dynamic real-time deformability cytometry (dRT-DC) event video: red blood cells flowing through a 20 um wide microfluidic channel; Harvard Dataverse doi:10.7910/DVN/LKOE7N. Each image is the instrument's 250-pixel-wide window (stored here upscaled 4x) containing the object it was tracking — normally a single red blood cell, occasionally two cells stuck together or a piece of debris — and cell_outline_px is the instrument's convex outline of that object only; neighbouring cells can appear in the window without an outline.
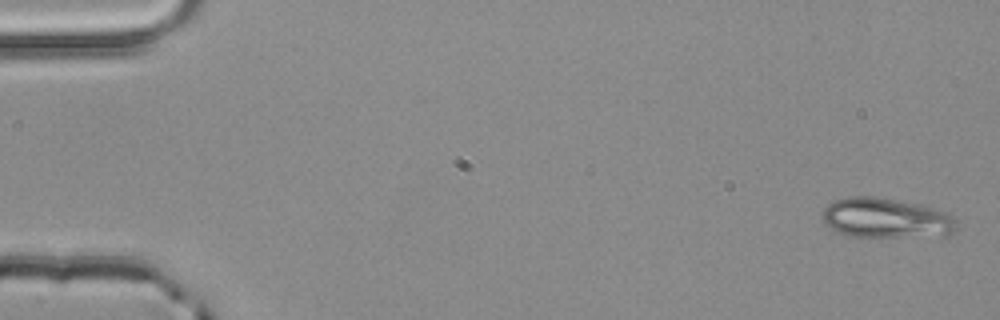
{"species": "common noctule bat (a hibernating species)", "species_latin": "Nyctalus noctula", "temperature_condition": "room temperature", "stored_images_in_passage": 4, "camera_frame_rate_fps": 3000, "um_per_image_px": 0.085, "animal": {"sex": "male", "body_mass_g": 20.4}, "frame": {"image": 1, "passage_image": 1, "time_ms": 0.0, "image_size_px": [1000, 320], "cell_outline_px": [[956, 228], [952, 232], [944, 236], [852, 236], [836, 232], [824, 224], [824, 208], [828, 204], [836, 200], [852, 196], [876, 196], [916, 204], [932, 208], [944, 212], [956, 220]], "centroid_in_image_um": [75.29, 18.54], "position_along_channel_um": 9.7, "area_um2": 30.81}}